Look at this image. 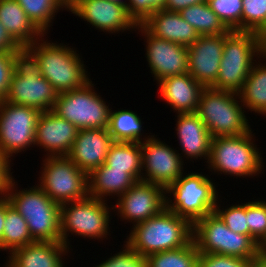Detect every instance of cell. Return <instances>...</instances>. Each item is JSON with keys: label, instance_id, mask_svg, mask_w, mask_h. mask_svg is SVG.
I'll return each mask as SVG.
<instances>
[{"label": "cell", "instance_id": "obj_1", "mask_svg": "<svg viewBox=\"0 0 266 267\" xmlns=\"http://www.w3.org/2000/svg\"><path fill=\"white\" fill-rule=\"evenodd\" d=\"M43 35L24 49V54L38 68L58 94L85 86L91 81L88 69L75 48L50 42ZM45 37V40H44Z\"/></svg>", "mask_w": 266, "mask_h": 267}, {"label": "cell", "instance_id": "obj_2", "mask_svg": "<svg viewBox=\"0 0 266 267\" xmlns=\"http://www.w3.org/2000/svg\"><path fill=\"white\" fill-rule=\"evenodd\" d=\"M17 185L13 177L6 198L26 220L32 239L36 242H61V205L54 202L38 185L29 189H19Z\"/></svg>", "mask_w": 266, "mask_h": 267}, {"label": "cell", "instance_id": "obj_3", "mask_svg": "<svg viewBox=\"0 0 266 267\" xmlns=\"http://www.w3.org/2000/svg\"><path fill=\"white\" fill-rule=\"evenodd\" d=\"M192 236L193 225L165 208L158 215L132 227L125 242L147 257L184 247L192 241Z\"/></svg>", "mask_w": 266, "mask_h": 267}, {"label": "cell", "instance_id": "obj_4", "mask_svg": "<svg viewBox=\"0 0 266 267\" xmlns=\"http://www.w3.org/2000/svg\"><path fill=\"white\" fill-rule=\"evenodd\" d=\"M266 52L261 35L255 32L232 31L224 43L223 55L214 89L239 93L250 74L254 61Z\"/></svg>", "mask_w": 266, "mask_h": 267}, {"label": "cell", "instance_id": "obj_5", "mask_svg": "<svg viewBox=\"0 0 266 267\" xmlns=\"http://www.w3.org/2000/svg\"><path fill=\"white\" fill-rule=\"evenodd\" d=\"M252 129L246 134L233 137H217L211 140L206 166L214 175L253 177L263 173L262 152L255 145Z\"/></svg>", "mask_w": 266, "mask_h": 267}, {"label": "cell", "instance_id": "obj_6", "mask_svg": "<svg viewBox=\"0 0 266 267\" xmlns=\"http://www.w3.org/2000/svg\"><path fill=\"white\" fill-rule=\"evenodd\" d=\"M239 94L205 87L196 110L212 138L233 137L251 130Z\"/></svg>", "mask_w": 266, "mask_h": 267}, {"label": "cell", "instance_id": "obj_7", "mask_svg": "<svg viewBox=\"0 0 266 267\" xmlns=\"http://www.w3.org/2000/svg\"><path fill=\"white\" fill-rule=\"evenodd\" d=\"M209 178L202 172L190 171L187 174L185 171L165 190L166 208L192 225L214 212L219 192L218 186Z\"/></svg>", "mask_w": 266, "mask_h": 267}, {"label": "cell", "instance_id": "obj_8", "mask_svg": "<svg viewBox=\"0 0 266 267\" xmlns=\"http://www.w3.org/2000/svg\"><path fill=\"white\" fill-rule=\"evenodd\" d=\"M91 196L83 200L64 203L60 207V232L61 242L70 250L72 249L68 238L71 235L80 236L84 239L103 241L108 239L111 224V211L114 206ZM104 238V239H103ZM70 246V247H69Z\"/></svg>", "mask_w": 266, "mask_h": 267}, {"label": "cell", "instance_id": "obj_9", "mask_svg": "<svg viewBox=\"0 0 266 267\" xmlns=\"http://www.w3.org/2000/svg\"><path fill=\"white\" fill-rule=\"evenodd\" d=\"M192 240L199 253L234 256L251 262L260 258L255 240L231 231L215 212L193 224Z\"/></svg>", "mask_w": 266, "mask_h": 267}, {"label": "cell", "instance_id": "obj_10", "mask_svg": "<svg viewBox=\"0 0 266 267\" xmlns=\"http://www.w3.org/2000/svg\"><path fill=\"white\" fill-rule=\"evenodd\" d=\"M94 86L90 81L83 87L58 94L52 111L78 129H108L111 107Z\"/></svg>", "mask_w": 266, "mask_h": 267}, {"label": "cell", "instance_id": "obj_11", "mask_svg": "<svg viewBox=\"0 0 266 267\" xmlns=\"http://www.w3.org/2000/svg\"><path fill=\"white\" fill-rule=\"evenodd\" d=\"M44 158L37 185L54 202L62 205L89 196L88 174L80 170L67 156Z\"/></svg>", "mask_w": 266, "mask_h": 267}, {"label": "cell", "instance_id": "obj_12", "mask_svg": "<svg viewBox=\"0 0 266 267\" xmlns=\"http://www.w3.org/2000/svg\"><path fill=\"white\" fill-rule=\"evenodd\" d=\"M57 96L58 93L54 87L23 54L15 65L4 101L45 112L53 109Z\"/></svg>", "mask_w": 266, "mask_h": 267}, {"label": "cell", "instance_id": "obj_13", "mask_svg": "<svg viewBox=\"0 0 266 267\" xmlns=\"http://www.w3.org/2000/svg\"><path fill=\"white\" fill-rule=\"evenodd\" d=\"M41 111L3 101L0 103V150L11 162L14 155L35 147V132Z\"/></svg>", "mask_w": 266, "mask_h": 267}, {"label": "cell", "instance_id": "obj_14", "mask_svg": "<svg viewBox=\"0 0 266 267\" xmlns=\"http://www.w3.org/2000/svg\"><path fill=\"white\" fill-rule=\"evenodd\" d=\"M156 137L154 134L141 142L142 181L156 184L166 190L184 174L185 164L179 150Z\"/></svg>", "mask_w": 266, "mask_h": 267}, {"label": "cell", "instance_id": "obj_15", "mask_svg": "<svg viewBox=\"0 0 266 267\" xmlns=\"http://www.w3.org/2000/svg\"><path fill=\"white\" fill-rule=\"evenodd\" d=\"M165 189L153 183L137 181L116 201L114 213L120 221L135 225L158 215L166 208Z\"/></svg>", "mask_w": 266, "mask_h": 267}, {"label": "cell", "instance_id": "obj_16", "mask_svg": "<svg viewBox=\"0 0 266 267\" xmlns=\"http://www.w3.org/2000/svg\"><path fill=\"white\" fill-rule=\"evenodd\" d=\"M69 11L105 34L135 32L138 25L126 6L108 0H73Z\"/></svg>", "mask_w": 266, "mask_h": 267}, {"label": "cell", "instance_id": "obj_17", "mask_svg": "<svg viewBox=\"0 0 266 267\" xmlns=\"http://www.w3.org/2000/svg\"><path fill=\"white\" fill-rule=\"evenodd\" d=\"M136 31L145 38V57L154 80L158 82L170 76L188 73L187 46L156 38L141 24L137 25Z\"/></svg>", "mask_w": 266, "mask_h": 267}, {"label": "cell", "instance_id": "obj_18", "mask_svg": "<svg viewBox=\"0 0 266 267\" xmlns=\"http://www.w3.org/2000/svg\"><path fill=\"white\" fill-rule=\"evenodd\" d=\"M231 32L199 36L188 47V73L204 87H211L217 80L225 38Z\"/></svg>", "mask_w": 266, "mask_h": 267}, {"label": "cell", "instance_id": "obj_19", "mask_svg": "<svg viewBox=\"0 0 266 267\" xmlns=\"http://www.w3.org/2000/svg\"><path fill=\"white\" fill-rule=\"evenodd\" d=\"M78 128L51 111L41 112L36 132L35 146L44 149L47 156H67L76 140Z\"/></svg>", "mask_w": 266, "mask_h": 267}, {"label": "cell", "instance_id": "obj_20", "mask_svg": "<svg viewBox=\"0 0 266 267\" xmlns=\"http://www.w3.org/2000/svg\"><path fill=\"white\" fill-rule=\"evenodd\" d=\"M114 143L108 129H79L67 157L82 171L89 174L106 161Z\"/></svg>", "mask_w": 266, "mask_h": 267}, {"label": "cell", "instance_id": "obj_21", "mask_svg": "<svg viewBox=\"0 0 266 267\" xmlns=\"http://www.w3.org/2000/svg\"><path fill=\"white\" fill-rule=\"evenodd\" d=\"M176 116L175 132L182 150L179 153L180 155L182 154L181 158L184 157L186 160L190 158L192 162L195 159L198 160V158L205 159L207 163L212 137L206 125L196 113H180Z\"/></svg>", "mask_w": 266, "mask_h": 267}, {"label": "cell", "instance_id": "obj_22", "mask_svg": "<svg viewBox=\"0 0 266 267\" xmlns=\"http://www.w3.org/2000/svg\"><path fill=\"white\" fill-rule=\"evenodd\" d=\"M156 83L160 97L173 108L175 114L196 112L200 95L205 87L189 73L170 76Z\"/></svg>", "mask_w": 266, "mask_h": 267}, {"label": "cell", "instance_id": "obj_23", "mask_svg": "<svg viewBox=\"0 0 266 267\" xmlns=\"http://www.w3.org/2000/svg\"><path fill=\"white\" fill-rule=\"evenodd\" d=\"M69 252L70 249L62 242L35 241L13 250L6 257L5 264L8 267H66L63 260L64 256L69 257Z\"/></svg>", "mask_w": 266, "mask_h": 267}, {"label": "cell", "instance_id": "obj_24", "mask_svg": "<svg viewBox=\"0 0 266 267\" xmlns=\"http://www.w3.org/2000/svg\"><path fill=\"white\" fill-rule=\"evenodd\" d=\"M156 38L189 47L199 37L194 27L180 13L160 9L141 24Z\"/></svg>", "mask_w": 266, "mask_h": 267}, {"label": "cell", "instance_id": "obj_25", "mask_svg": "<svg viewBox=\"0 0 266 267\" xmlns=\"http://www.w3.org/2000/svg\"><path fill=\"white\" fill-rule=\"evenodd\" d=\"M0 22L23 49L45 35L16 0H0Z\"/></svg>", "mask_w": 266, "mask_h": 267}, {"label": "cell", "instance_id": "obj_26", "mask_svg": "<svg viewBox=\"0 0 266 267\" xmlns=\"http://www.w3.org/2000/svg\"><path fill=\"white\" fill-rule=\"evenodd\" d=\"M136 181L124 170L110 169L105 163L88 174L89 196L107 201V197L118 199Z\"/></svg>", "mask_w": 266, "mask_h": 267}, {"label": "cell", "instance_id": "obj_27", "mask_svg": "<svg viewBox=\"0 0 266 267\" xmlns=\"http://www.w3.org/2000/svg\"><path fill=\"white\" fill-rule=\"evenodd\" d=\"M263 58V59H262ZM266 52L255 61L250 74L238 93L241 103L249 110L266 117Z\"/></svg>", "mask_w": 266, "mask_h": 267}, {"label": "cell", "instance_id": "obj_28", "mask_svg": "<svg viewBox=\"0 0 266 267\" xmlns=\"http://www.w3.org/2000/svg\"><path fill=\"white\" fill-rule=\"evenodd\" d=\"M105 164L110 169L124 170L136 182L142 180V150L140 142H115L110 146Z\"/></svg>", "mask_w": 266, "mask_h": 267}, {"label": "cell", "instance_id": "obj_29", "mask_svg": "<svg viewBox=\"0 0 266 267\" xmlns=\"http://www.w3.org/2000/svg\"><path fill=\"white\" fill-rule=\"evenodd\" d=\"M142 119L132 110L121 109L110 112L108 132L115 142H142L152 135H143ZM142 135L144 138H142Z\"/></svg>", "mask_w": 266, "mask_h": 267}, {"label": "cell", "instance_id": "obj_30", "mask_svg": "<svg viewBox=\"0 0 266 267\" xmlns=\"http://www.w3.org/2000/svg\"><path fill=\"white\" fill-rule=\"evenodd\" d=\"M34 242L26 220L11 206L6 198V218L2 236V251L10 254L13 250Z\"/></svg>", "mask_w": 266, "mask_h": 267}, {"label": "cell", "instance_id": "obj_31", "mask_svg": "<svg viewBox=\"0 0 266 267\" xmlns=\"http://www.w3.org/2000/svg\"><path fill=\"white\" fill-rule=\"evenodd\" d=\"M180 14L186 22L194 27L199 36L221 35L229 31L210 9L207 2L187 7Z\"/></svg>", "mask_w": 266, "mask_h": 267}, {"label": "cell", "instance_id": "obj_32", "mask_svg": "<svg viewBox=\"0 0 266 267\" xmlns=\"http://www.w3.org/2000/svg\"><path fill=\"white\" fill-rule=\"evenodd\" d=\"M32 22L44 33L50 30L56 14L68 11L61 0H16Z\"/></svg>", "mask_w": 266, "mask_h": 267}, {"label": "cell", "instance_id": "obj_33", "mask_svg": "<svg viewBox=\"0 0 266 267\" xmlns=\"http://www.w3.org/2000/svg\"><path fill=\"white\" fill-rule=\"evenodd\" d=\"M198 258L199 252L193 240L184 247L146 257L147 267H197Z\"/></svg>", "mask_w": 266, "mask_h": 267}, {"label": "cell", "instance_id": "obj_34", "mask_svg": "<svg viewBox=\"0 0 266 267\" xmlns=\"http://www.w3.org/2000/svg\"><path fill=\"white\" fill-rule=\"evenodd\" d=\"M210 9L231 31H242L243 0H207Z\"/></svg>", "mask_w": 266, "mask_h": 267}, {"label": "cell", "instance_id": "obj_35", "mask_svg": "<svg viewBox=\"0 0 266 267\" xmlns=\"http://www.w3.org/2000/svg\"><path fill=\"white\" fill-rule=\"evenodd\" d=\"M266 30V0H243L242 31L261 35Z\"/></svg>", "mask_w": 266, "mask_h": 267}, {"label": "cell", "instance_id": "obj_36", "mask_svg": "<svg viewBox=\"0 0 266 267\" xmlns=\"http://www.w3.org/2000/svg\"><path fill=\"white\" fill-rule=\"evenodd\" d=\"M249 235L259 245L266 237V201L252 200L246 203Z\"/></svg>", "mask_w": 266, "mask_h": 267}, {"label": "cell", "instance_id": "obj_37", "mask_svg": "<svg viewBox=\"0 0 266 267\" xmlns=\"http://www.w3.org/2000/svg\"><path fill=\"white\" fill-rule=\"evenodd\" d=\"M221 199L217 200L214 212L220 217V219L226 224V226L235 233L249 235L248 221L246 218V201L242 204H233L224 209L219 204Z\"/></svg>", "mask_w": 266, "mask_h": 267}, {"label": "cell", "instance_id": "obj_38", "mask_svg": "<svg viewBox=\"0 0 266 267\" xmlns=\"http://www.w3.org/2000/svg\"><path fill=\"white\" fill-rule=\"evenodd\" d=\"M124 243L122 250L96 264L95 267H147L146 257L133 250L125 241Z\"/></svg>", "mask_w": 266, "mask_h": 267}, {"label": "cell", "instance_id": "obj_39", "mask_svg": "<svg viewBox=\"0 0 266 267\" xmlns=\"http://www.w3.org/2000/svg\"><path fill=\"white\" fill-rule=\"evenodd\" d=\"M165 0H127L129 15L137 24H142L155 11L163 9Z\"/></svg>", "mask_w": 266, "mask_h": 267}, {"label": "cell", "instance_id": "obj_40", "mask_svg": "<svg viewBox=\"0 0 266 267\" xmlns=\"http://www.w3.org/2000/svg\"><path fill=\"white\" fill-rule=\"evenodd\" d=\"M23 54L0 52V103L6 98L15 65Z\"/></svg>", "mask_w": 266, "mask_h": 267}, {"label": "cell", "instance_id": "obj_41", "mask_svg": "<svg viewBox=\"0 0 266 267\" xmlns=\"http://www.w3.org/2000/svg\"><path fill=\"white\" fill-rule=\"evenodd\" d=\"M250 262L234 256L199 253L197 267H246Z\"/></svg>", "mask_w": 266, "mask_h": 267}, {"label": "cell", "instance_id": "obj_42", "mask_svg": "<svg viewBox=\"0 0 266 267\" xmlns=\"http://www.w3.org/2000/svg\"><path fill=\"white\" fill-rule=\"evenodd\" d=\"M11 164L13 163H11L0 150V198L6 197L9 183L13 178Z\"/></svg>", "mask_w": 266, "mask_h": 267}, {"label": "cell", "instance_id": "obj_43", "mask_svg": "<svg viewBox=\"0 0 266 267\" xmlns=\"http://www.w3.org/2000/svg\"><path fill=\"white\" fill-rule=\"evenodd\" d=\"M0 52L24 53V49L10 36L7 29L0 22Z\"/></svg>", "mask_w": 266, "mask_h": 267}, {"label": "cell", "instance_id": "obj_44", "mask_svg": "<svg viewBox=\"0 0 266 267\" xmlns=\"http://www.w3.org/2000/svg\"><path fill=\"white\" fill-rule=\"evenodd\" d=\"M206 2L207 0H165L163 9L180 13L187 7Z\"/></svg>", "mask_w": 266, "mask_h": 267}, {"label": "cell", "instance_id": "obj_45", "mask_svg": "<svg viewBox=\"0 0 266 267\" xmlns=\"http://www.w3.org/2000/svg\"><path fill=\"white\" fill-rule=\"evenodd\" d=\"M6 218V197L0 198V251L2 250V236Z\"/></svg>", "mask_w": 266, "mask_h": 267}, {"label": "cell", "instance_id": "obj_46", "mask_svg": "<svg viewBox=\"0 0 266 267\" xmlns=\"http://www.w3.org/2000/svg\"><path fill=\"white\" fill-rule=\"evenodd\" d=\"M246 267H266V259L260 257L258 260L250 262Z\"/></svg>", "mask_w": 266, "mask_h": 267}, {"label": "cell", "instance_id": "obj_47", "mask_svg": "<svg viewBox=\"0 0 266 267\" xmlns=\"http://www.w3.org/2000/svg\"><path fill=\"white\" fill-rule=\"evenodd\" d=\"M259 252H260V257L266 259V237H265V239L259 244Z\"/></svg>", "mask_w": 266, "mask_h": 267}, {"label": "cell", "instance_id": "obj_48", "mask_svg": "<svg viewBox=\"0 0 266 267\" xmlns=\"http://www.w3.org/2000/svg\"><path fill=\"white\" fill-rule=\"evenodd\" d=\"M114 3H118L127 7V0H108Z\"/></svg>", "mask_w": 266, "mask_h": 267}, {"label": "cell", "instance_id": "obj_49", "mask_svg": "<svg viewBox=\"0 0 266 267\" xmlns=\"http://www.w3.org/2000/svg\"><path fill=\"white\" fill-rule=\"evenodd\" d=\"M67 7H69L71 4H72V2H73V0H61Z\"/></svg>", "mask_w": 266, "mask_h": 267}, {"label": "cell", "instance_id": "obj_50", "mask_svg": "<svg viewBox=\"0 0 266 267\" xmlns=\"http://www.w3.org/2000/svg\"><path fill=\"white\" fill-rule=\"evenodd\" d=\"M261 39L263 40L264 44L266 45V30L261 34Z\"/></svg>", "mask_w": 266, "mask_h": 267}]
</instances>
